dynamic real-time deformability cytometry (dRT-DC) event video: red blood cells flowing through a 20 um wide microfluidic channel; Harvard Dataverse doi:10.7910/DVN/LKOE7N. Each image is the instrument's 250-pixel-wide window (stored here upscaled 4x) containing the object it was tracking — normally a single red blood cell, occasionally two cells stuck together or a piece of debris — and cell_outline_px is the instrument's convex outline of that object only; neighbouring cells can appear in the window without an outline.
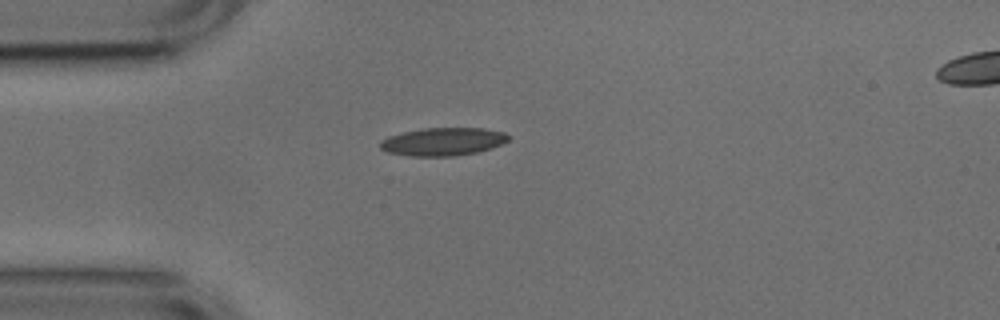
{"species": "common noctule bat (a hibernating species)", "species_latin": "Nyctalus noctula", "temperature_condition": "cold", "stored_images_in_passage": 40, "camera_frame_rate_fps": 3000, "um_per_image_px": 0.085, "animal": {"sex": "male", "body_mass_g": 17.9, "forearm_length_mm": 54.2}, "frame": {"image": 1, "passage_image": 1, "time_ms": 0.0, "image_size_px": [1000, 320], "cell_outline_px": [[508, 140], [492, 148], [476, 152], [452, 156], [408, 156], [388, 152], [380, 148], [380, 140], [388, 136], [404, 132], [424, 128], [484, 128], [504, 132], [508, 136]], "centroid_in_image_um": [37.62, 12.04], "position_along_channel_um": 47.4, "area_um2": 20.81}}
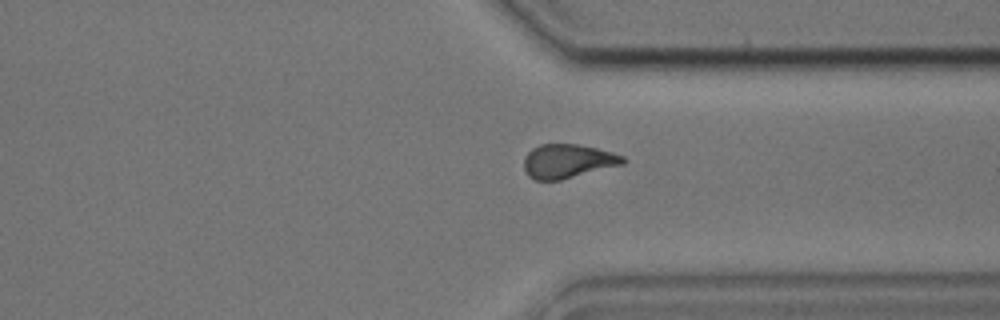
{"frame": {"image": 2, "passage_image": 27, "time_ms": 8.667, "image_size_px": [1000, 320], "cell_outline_px": [[628, 160], [624, 164], [560, 180], [536, 180], [528, 176], [524, 168], [524, 156], [532, 148], [540, 144], [576, 144], [596, 148], [612, 152], [624, 156]], "centroid_in_image_um": [48.26, 13.69], "position_along_channel_um": 363.1, "area_um2": 19.65}}
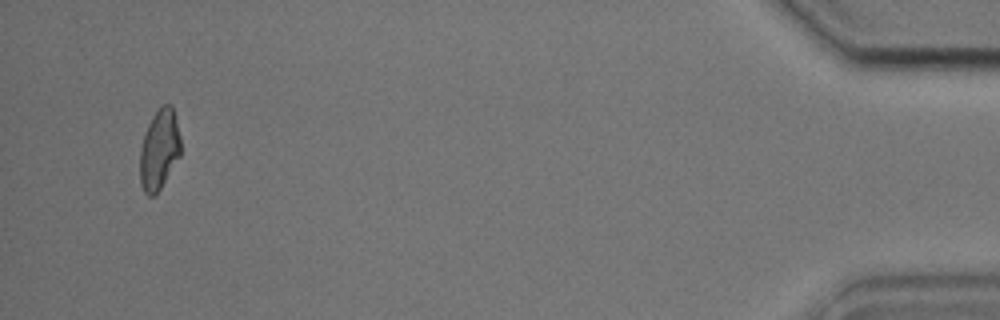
{"frame": {"image": 3, "passage_image": 38, "time_ms": 12.333, "image_size_px": [1000, 320], "cell_outline_px": [[180, 156], [160, 188], [152, 196], [148, 196], [144, 192], [140, 184], [140, 148], [148, 124], [152, 116], [160, 104], [172, 104], [176, 116], [180, 136]], "centroid_in_image_um": [13.54, 12.67], "position_along_channel_um": 421.7, "area_um2": 19.13}, "authors_computed_cell_mechanics": {"area_um2": 19.941, "velocity_mm_per_s": 3.7857, "shape_relaxation_time_tau1_ms": 5.2785, "shape_relaxation_time_tau2_ms": 3.6121, "deformation_change_tau1": 0.135, "deformation_change_tau2": 0.1159}}